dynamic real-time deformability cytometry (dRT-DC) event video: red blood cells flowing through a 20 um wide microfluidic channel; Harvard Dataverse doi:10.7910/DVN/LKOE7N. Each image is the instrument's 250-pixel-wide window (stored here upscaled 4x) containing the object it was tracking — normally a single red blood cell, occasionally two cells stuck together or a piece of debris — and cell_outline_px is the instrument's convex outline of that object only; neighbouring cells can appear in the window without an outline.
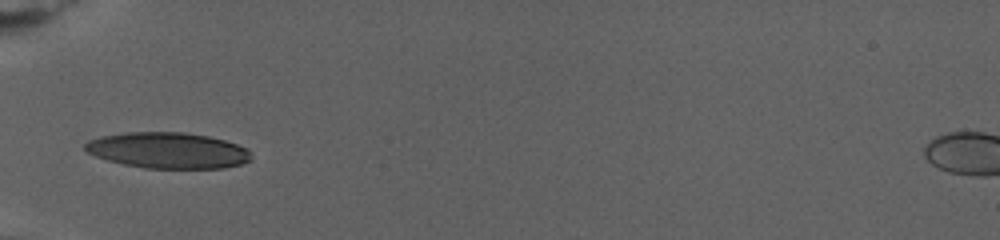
{"species": "human", "species_latin": "Homo sapiens", "temperature_condition": "warm", "stored_images_in_passage": 41, "camera_frame_rate_fps": 3000, "um_per_image_px": 0.085, "donor": {"sex": "female"}, "frame": {"image": 1, "passage_image": 1, "time_ms": 0.0, "image_size_px": [1000, 240], "cell_outline_px": [[252, 160], [240, 164], [224, 168], [144, 168], [124, 164], [108, 160], [96, 156], [88, 152], [84, 148], [84, 144], [88, 140], [100, 136], [128, 132], [184, 132], [208, 136], [224, 140], [248, 148], [252, 156]], "centroid_in_image_um": [14.29, 12.78], "position_along_channel_um": 70.7, "area_um2": 34.85}}
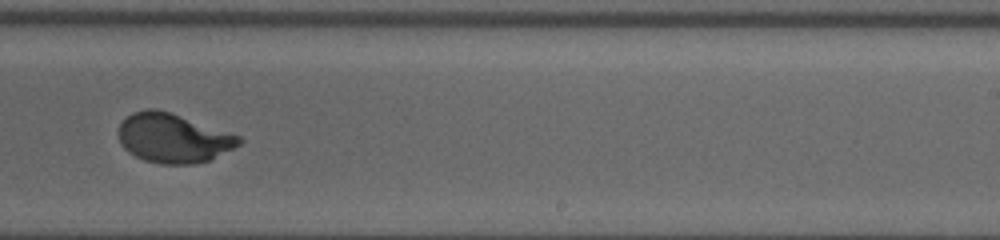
{"frame": {"image": 2, "passage_image": 18, "time_ms": 7.667, "image_size_px": [1000, 240], "cell_outline_px": [[244, 140], [240, 144], [212, 160], [192, 164], [160, 164], [144, 160], [128, 152], [120, 144], [120, 124], [132, 112], [148, 108], [156, 108], [240, 136]], "centroid_in_image_um": [14.72, 11.76], "position_along_channel_um": 274.3, "area_um2": 34.28}}
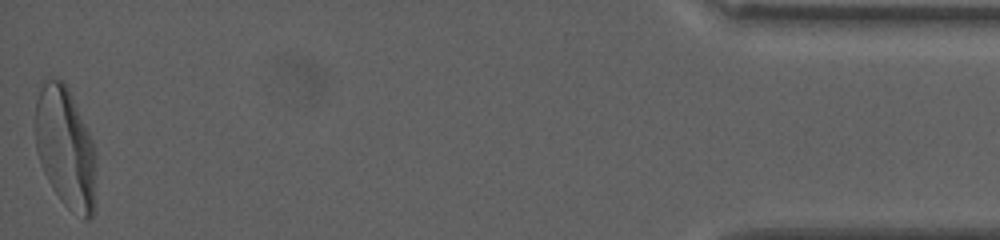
{"frame": {"image": 3, "passage_image": 41, "time_ms": 16.333, "image_size_px": [1000, 240], "cell_outline_px": [[96, 212], [88, 220], [84, 220], [68, 208], [60, 200], [52, 188], [44, 172], [36, 148], [36, 100], [44, 80], [60, 80], [68, 88], [92, 140], [96, 156]], "centroid_in_image_um": [5.61, 12.67], "position_along_channel_um": 429.6, "area_um2": 42.89}, "authors_computed_cell_mechanics": {"area_um2": 34.7956, "velocity_mm_per_s": 2.6993, "shape_relaxation_time_tau1_ms": 4.931, "shape_relaxation_time_tau2_ms": null, "deformation_change_tau1": 0.2282, "deformation_change_tau2": null}}